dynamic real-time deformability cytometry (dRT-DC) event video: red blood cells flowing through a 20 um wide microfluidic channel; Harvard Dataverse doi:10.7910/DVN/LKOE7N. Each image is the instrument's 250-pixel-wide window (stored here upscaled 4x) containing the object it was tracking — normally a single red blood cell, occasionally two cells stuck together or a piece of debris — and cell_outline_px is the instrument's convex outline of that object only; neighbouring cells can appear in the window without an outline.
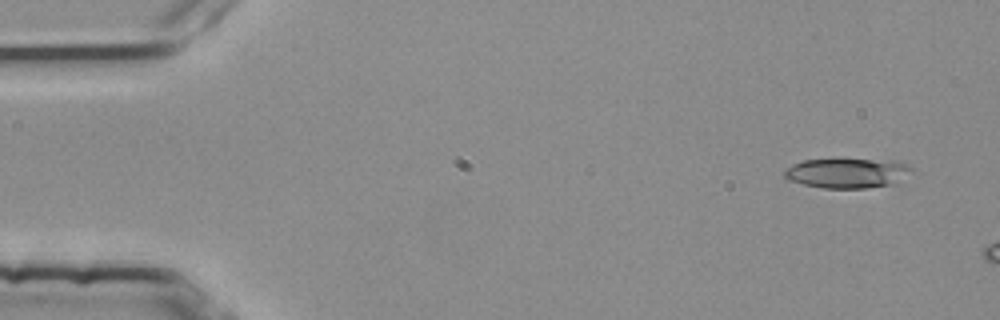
{"species": "common noctule bat (a hibernating species)", "species_latin": "Nyctalus noctula", "temperature_condition": "room temperature", "stored_images_in_passage": 11, "camera_frame_rate_fps": 3000, "um_per_image_px": 0.085, "animal": {"sex": "female", "body_mass_g": 25.1}, "frame": {"image": 1, "passage_image": 4, "time_ms": 1.0, "image_size_px": [1000, 320], "cell_outline_px": [[912, 172], [896, 184], [868, 188], [820, 188], [788, 180], [784, 176], [784, 168], [792, 164], [804, 160], [892, 160], [904, 164], [912, 168]], "centroid_in_image_um": [72.01, 14.73], "position_along_channel_um": 13.0, "area_um2": 22.08}}